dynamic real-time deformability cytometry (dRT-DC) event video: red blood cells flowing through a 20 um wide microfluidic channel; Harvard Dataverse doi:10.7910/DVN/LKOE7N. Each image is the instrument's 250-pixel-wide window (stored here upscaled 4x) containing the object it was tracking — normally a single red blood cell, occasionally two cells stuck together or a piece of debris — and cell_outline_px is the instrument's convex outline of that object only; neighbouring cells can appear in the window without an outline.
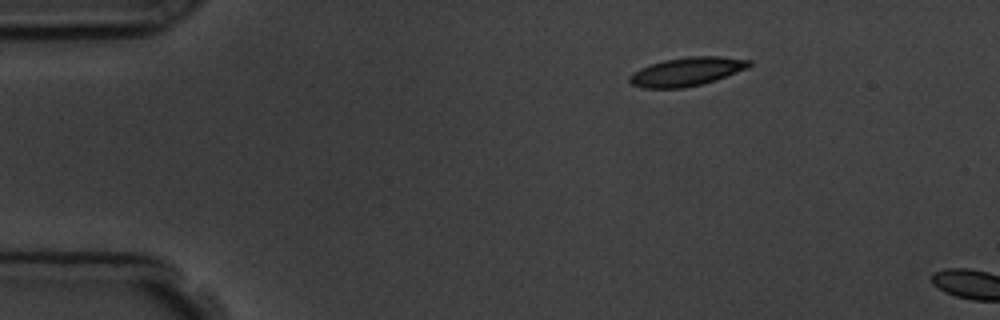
{"species": "common noctule bat (a hibernating species)", "species_latin": "Nyctalus noctula", "temperature_condition": "room temperature", "stored_images_in_passage": 2, "camera_frame_rate_fps": 3000, "um_per_image_px": 0.085, "animal": {"sex": "male", "body_mass_g": 19.5, "forearm_length_mm": 54.6}, "frame": {"image": 1, "passage_image": 2, "time_ms": 2.0, "image_size_px": [1000, 320], "cell_outline_px": [[752, 64], [748, 68], [716, 80], [684, 88], [644, 88], [632, 84], [628, 80], [628, 76], [640, 68], [664, 60], [688, 56], [720, 56], [752, 60]], "centroid_in_image_um": [58.4, 6.08], "position_along_channel_um": 26.6, "area_um2": 19.94}}